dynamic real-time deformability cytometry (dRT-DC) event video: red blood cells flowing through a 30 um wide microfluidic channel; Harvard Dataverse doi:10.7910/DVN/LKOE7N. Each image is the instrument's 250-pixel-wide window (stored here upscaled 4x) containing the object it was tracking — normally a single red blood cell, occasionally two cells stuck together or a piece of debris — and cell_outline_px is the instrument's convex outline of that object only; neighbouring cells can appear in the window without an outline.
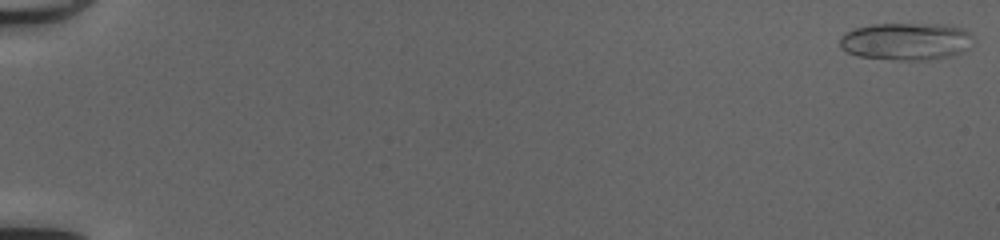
{"species": "common noctule bat (a hibernating species)", "species_latin": "Nyctalus noctula", "temperature_condition": "cold", "stored_images_in_passage": 50, "camera_frame_rate_fps": 3000, "um_per_image_px": 0.085, "animal": {"sex": "female", "body_mass_g": 20.0, "forearm_length_mm": 54.0}, "frame": {"image": 1, "passage_image": 1, "time_ms": 0.0, "image_size_px": [1000, 240], "cell_outline_px": [[972, 36], [968, 48], [964, 52], [952, 56], [928, 60], [892, 60], [856, 56], [840, 48], [840, 36], [856, 28], [872, 24], [944, 24], [964, 28]], "centroid_in_image_um": [77.02, 3.53], "position_along_channel_um": 8.0, "area_um2": 29.3}}
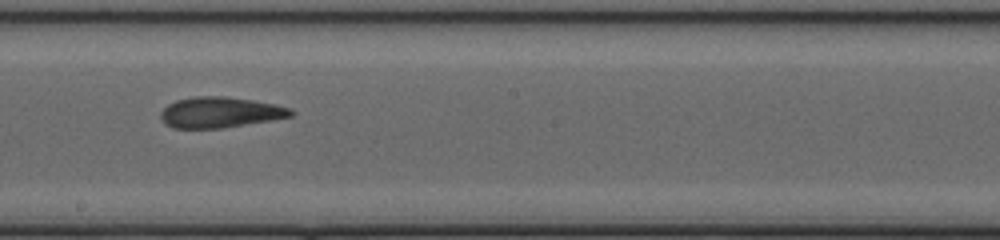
{"frame": {"image": 2, "passage_image": 30, "time_ms": 9.667, "image_size_px": [1000, 240], "cell_outline_px": [[296, 112], [292, 116], [272, 120], [224, 128], [172, 128], [164, 124], [160, 116], [160, 112], [168, 104], [176, 100], [196, 96], [224, 96], [252, 100], [276, 104], [292, 108]], "centroid_in_image_um": [18.72, 9.55], "position_along_channel_um": 229.5, "area_um2": 23.52}}
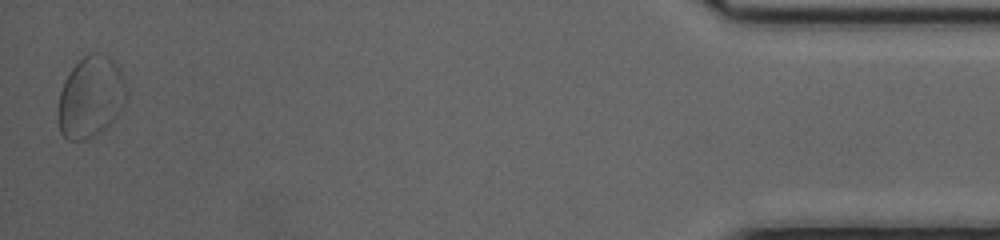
{"frame": {"image": 3, "passage_image": 50, "time_ms": 16.333, "image_size_px": [1000, 240], "cell_outline_px": [[128, 96], [124, 108], [104, 132], [96, 136], [84, 140], [68, 140], [60, 132], [56, 112], [60, 92], [64, 80], [72, 68], [84, 56], [92, 52], [96, 52], [108, 56], [116, 64], [124, 76], [128, 92]], "centroid_in_image_um": [7.73, 8.29], "position_along_channel_um": 427.5, "area_um2": 33.23}, "authors_computed_cell_mechanics": {"area_um2": 23.987, "velocity_mm_per_s": 4.1322, "shape_relaxation_time_tau1_ms": 10.3515, "shape_relaxation_time_tau2_ms": 2.5675, "deformation_change_tau1": 0.2045, "deformation_change_tau2": 0.1076}}